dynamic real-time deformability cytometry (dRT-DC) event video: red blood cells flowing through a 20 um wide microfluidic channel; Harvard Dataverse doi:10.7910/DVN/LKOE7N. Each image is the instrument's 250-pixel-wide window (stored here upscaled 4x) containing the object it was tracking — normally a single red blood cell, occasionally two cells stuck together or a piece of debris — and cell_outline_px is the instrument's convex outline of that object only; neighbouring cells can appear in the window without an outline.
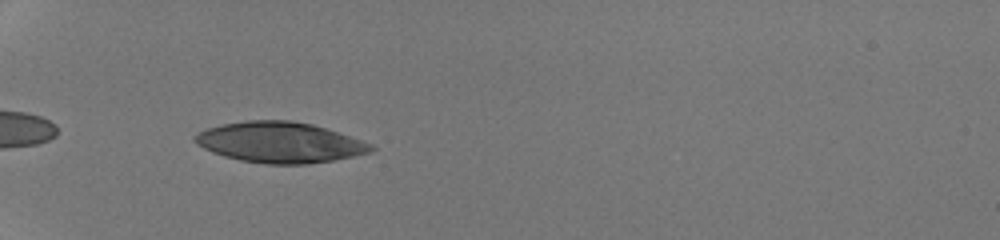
{"species": "human", "species_latin": "Homo sapiens", "temperature_condition": "room temperature", "stored_images_in_passage": 34, "camera_frame_rate_fps": 3000, "um_per_image_px": 0.085, "donor": {"sex": "male"}, "frame": {"image": 1, "passage_image": 2, "time_ms": 0.333, "image_size_px": [1000, 240], "cell_outline_px": [[376, 148], [372, 152], [332, 160], [308, 164], [264, 164], [240, 160], [224, 156], [212, 152], [196, 144], [192, 140], [192, 136], [208, 128], [220, 124], [244, 120], [292, 120], [312, 124], [372, 144]], "centroid_in_image_um": [23.74, 12.1], "position_along_channel_um": 61.3, "area_um2": 41.67}}
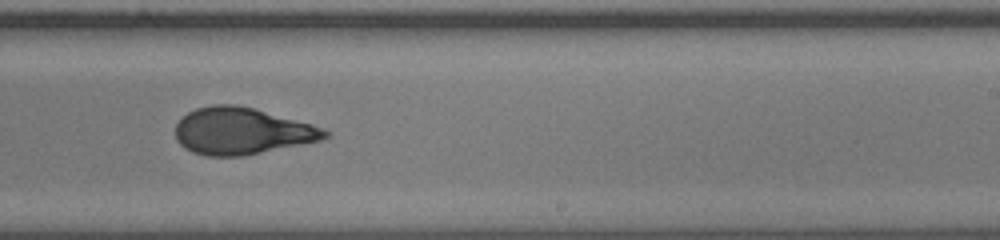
{"frame": {"image": 2, "passage_image": 18, "time_ms": 5.667, "image_size_px": [1000, 240], "cell_outline_px": [[328, 136], [320, 140], [240, 156], [208, 156], [192, 152], [184, 148], [176, 140], [176, 124], [188, 112], [196, 108], [212, 104], [236, 104], [252, 108], [312, 124], [324, 128], [328, 132]], "centroid_in_image_um": [20.51, 11.13], "position_along_channel_um": 268.5, "area_um2": 40.29}}
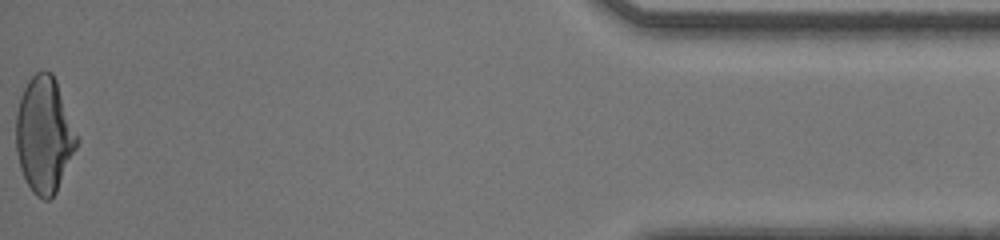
{"frame": {"image": 3, "passage_image": 34, "time_ms": 11.0, "image_size_px": [1000, 240], "cell_outline_px": [[80, 140], [56, 192], [48, 200], [44, 200], [36, 196], [32, 192], [20, 168], [16, 152], [16, 112], [20, 96], [28, 80], [36, 72], [52, 72], [56, 80]], "centroid_in_image_um": [3.75, 11.47], "position_along_channel_um": 431.4, "area_um2": 41.1}, "authors_computed_cell_mechanics": {"area_um2": 40.9513, "velocity_mm_per_s": 4.2837, "shape_relaxation_time_tau1_ms": 5.9012, "shape_relaxation_time_tau2_ms": 0.9677, "deformation_change_tau1": 0.2446, "deformation_change_tau2": 0.0629}}